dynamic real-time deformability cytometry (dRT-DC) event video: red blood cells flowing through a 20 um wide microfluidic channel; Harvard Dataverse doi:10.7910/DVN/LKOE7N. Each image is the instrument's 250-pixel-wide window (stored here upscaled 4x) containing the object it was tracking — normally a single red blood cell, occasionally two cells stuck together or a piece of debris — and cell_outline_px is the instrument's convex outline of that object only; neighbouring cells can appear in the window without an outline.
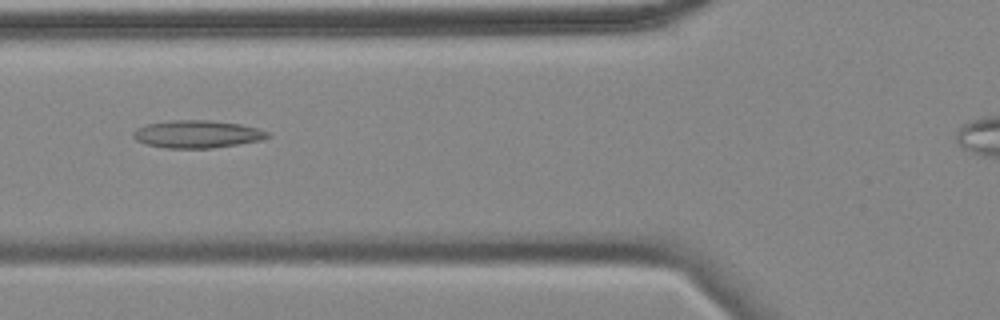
{"species": "common noctule bat (a hibernating species)", "species_latin": "Nyctalus noctula", "temperature_condition": "cold", "stored_images_in_passage": 35, "camera_frame_rate_fps": 3000, "um_per_image_px": 0.085, "animal": {"sex": "female", "body_mass_g": 18.4}, "frame": {"image": 1, "passage_image": 5, "time_ms": 1.333, "image_size_px": [1000, 320], "cell_outline_px": [[272, 136], [264, 140], [212, 148], [164, 148], [148, 144], [136, 140], [132, 136], [132, 132], [136, 128], [148, 124], [172, 120], [208, 120], [240, 124], [260, 128], [268, 132]], "centroid_in_image_um": [16.8, 11.4], "position_along_channel_um": 109.0, "area_um2": 21.73}}
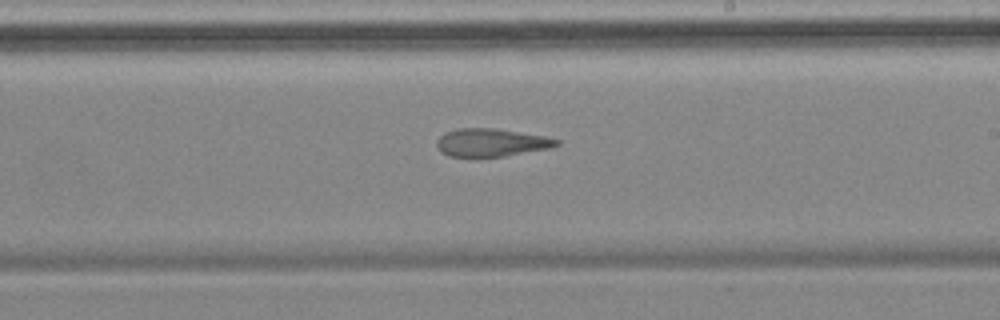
{"frame": {"image": 2, "passage_image": 17, "time_ms": 5.333, "image_size_px": [1000, 320], "cell_outline_px": [[560, 144], [552, 148], [504, 156], [448, 156], [440, 152], [436, 144], [436, 140], [444, 132], [456, 128], [496, 128], [544, 136], [560, 140]], "centroid_in_image_um": [41.74, 12.11], "position_along_channel_um": 247.3, "area_um2": 19.59}}
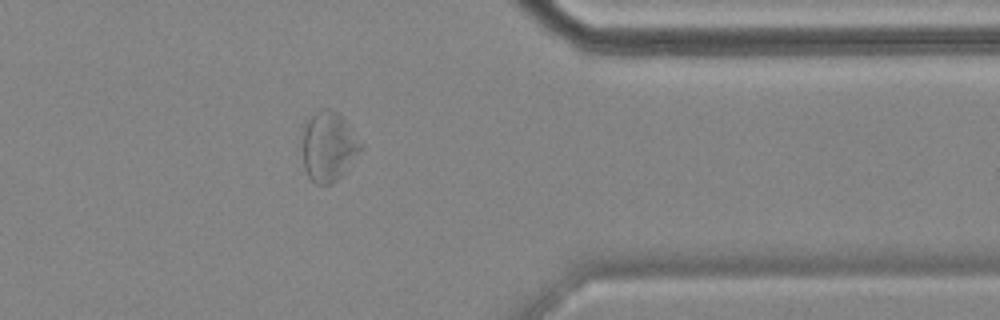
{"frame": {"image": 3, "passage_image": 30, "time_ms": 9.667, "image_size_px": [1000, 320], "cell_outline_px": [[364, 148], [344, 172], [332, 184], [316, 184], [308, 176], [304, 168], [304, 128], [308, 120], [316, 112], [324, 108], [328, 108], [340, 112], [364, 144]], "centroid_in_image_um": [27.99, 12.43], "position_along_channel_um": 383.4, "area_um2": 23.7}, "authors_computed_cell_mechanics": {"area_um2": 20.9814, "velocity_mm_per_s": 3.4707, "shape_relaxation_time_tau1_ms": null, "shape_relaxation_time_tau2_ms": 4.2458, "deformation_change_tau1": null, "deformation_change_tau2": 0.1251}}